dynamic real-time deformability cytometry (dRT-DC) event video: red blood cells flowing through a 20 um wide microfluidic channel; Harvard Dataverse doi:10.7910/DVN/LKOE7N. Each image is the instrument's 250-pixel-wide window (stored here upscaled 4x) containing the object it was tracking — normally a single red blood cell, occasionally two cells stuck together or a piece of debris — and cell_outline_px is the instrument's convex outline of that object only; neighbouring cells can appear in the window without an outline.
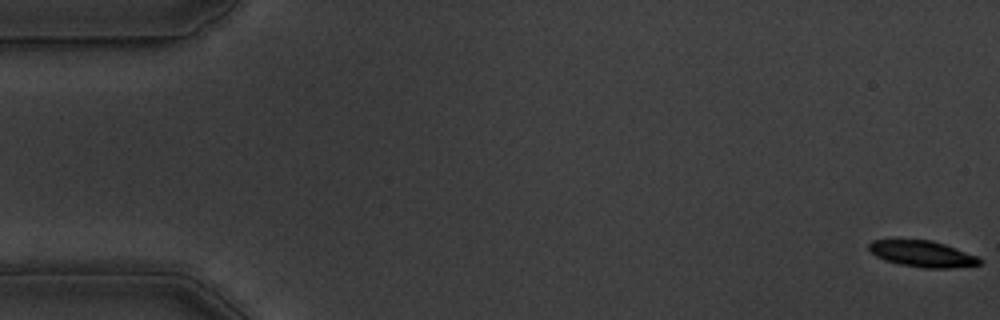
{"species": "common noctule bat (a hibernating species)", "species_latin": "Nyctalus noctula", "temperature_condition": "warm", "stored_images_in_passage": 56, "camera_frame_rate_fps": 3000, "um_per_image_px": 0.085, "animal": {"sex": "male", "body_mass_g": 19.5, "forearm_length_mm": 54.6}, "frame": {"image": 1, "passage_image": 1, "time_ms": 0.0, "image_size_px": [1000, 320], "cell_outline_px": [[984, 260], [980, 264], [952, 268], [924, 268], [896, 264], [884, 260], [876, 256], [868, 248], [868, 244], [872, 240], [932, 240], [944, 244], [976, 256]], "centroid_in_image_um": [78.38, 21.59], "position_along_channel_um": 6.6, "area_um2": 16.88}}
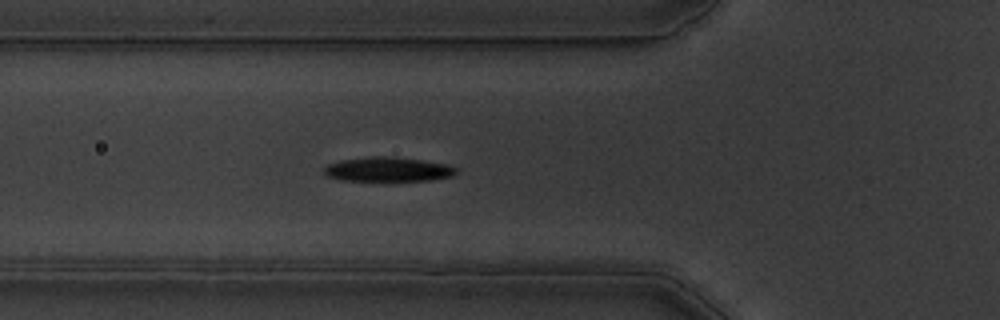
{"frame": {"image": 2, "passage_image": 20, "time_ms": 6.333, "image_size_px": [1000, 320], "cell_outline_px": [[456, 172], [452, 176], [428, 180], [388, 184], [384, 184], [340, 180], [328, 176], [324, 172], [324, 168], [328, 164], [340, 160], [368, 156], [392, 156], [448, 164], [456, 168]], "centroid_in_image_um": [32.93, 14.45], "position_along_channel_um": 92.9, "area_um2": 19.94}}
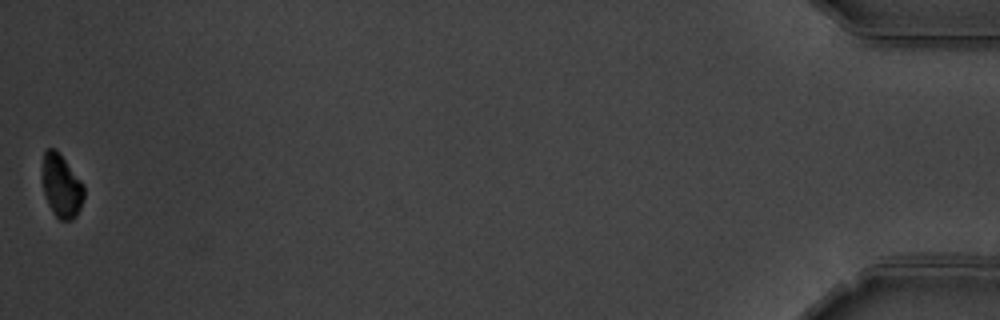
{"frame": {"image": 3, "passage_image": 56, "time_ms": 18.333, "image_size_px": [1000, 320], "cell_outline_px": [[84, 196], [80, 208], [76, 216], [72, 220], [60, 220], [56, 216], [48, 204], [44, 192], [44, 152], [48, 148], [56, 148], [84, 184]], "centroid_in_image_um": [5.26, 15.81], "position_along_channel_um": 429.9, "area_um2": 15.03}, "authors_computed_cell_mechanics": {"area_um2": 18.9006, "velocity_mm_per_s": 3.625, "shape_relaxation_time_tau1_ms": 3.2017, "shape_relaxation_time_tau2_ms": null, "deformation_change_tau1": 0.1535, "deformation_change_tau2": null}}